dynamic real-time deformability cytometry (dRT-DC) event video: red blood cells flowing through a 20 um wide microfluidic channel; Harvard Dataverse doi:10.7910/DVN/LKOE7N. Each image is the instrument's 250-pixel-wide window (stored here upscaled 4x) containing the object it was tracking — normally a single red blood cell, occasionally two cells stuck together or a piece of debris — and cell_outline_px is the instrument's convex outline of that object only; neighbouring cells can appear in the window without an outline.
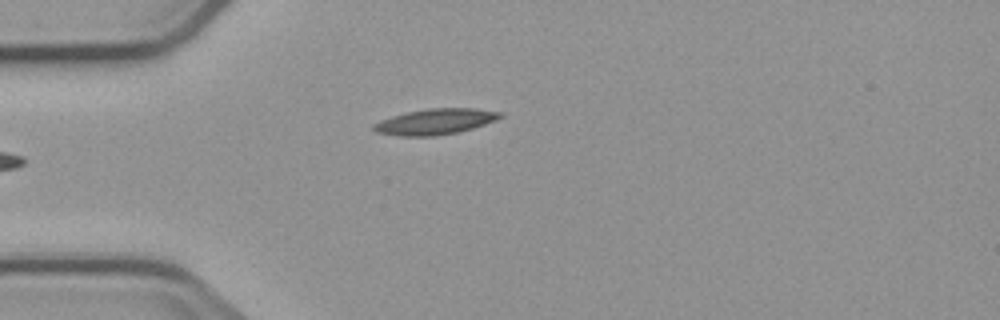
{"species": "common noctule bat (a hibernating species)", "species_latin": "Nyctalus noctula", "temperature_condition": "cold", "stored_images_in_passage": 4, "camera_frame_rate_fps": 3000, "um_per_image_px": 0.085, "animal": {"sex": "male", "body_mass_g": 23.1, "forearm_length_mm": 52.7}, "frame": {"image": 1, "passage_image": 4, "time_ms": 3.667, "image_size_px": [1000, 320], "cell_outline_px": [[504, 116], [496, 120], [472, 128], [456, 132], [432, 136], [400, 136], [376, 132], [372, 128], [372, 124], [380, 120], [392, 116], [408, 112], [428, 108], [476, 108], [504, 112]], "centroid_in_image_um": [37.01, 10.33], "position_along_channel_um": 48.0, "area_um2": 18.96}}